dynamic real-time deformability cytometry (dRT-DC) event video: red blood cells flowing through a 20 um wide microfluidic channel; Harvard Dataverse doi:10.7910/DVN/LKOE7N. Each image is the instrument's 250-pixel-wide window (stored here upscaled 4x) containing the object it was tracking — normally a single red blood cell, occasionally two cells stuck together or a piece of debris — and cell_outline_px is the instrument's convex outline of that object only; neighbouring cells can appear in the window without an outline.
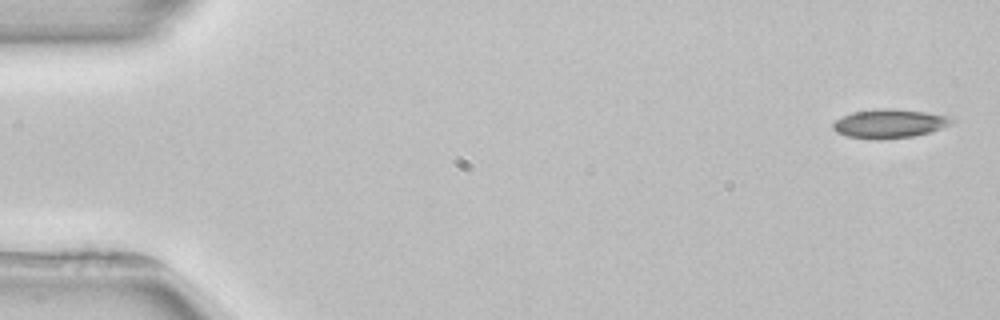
{"species": "common noctule bat (a hibernating species)", "species_latin": "Nyctalus noctula", "temperature_condition": "room temperature", "stored_images_in_passage": 4, "camera_frame_rate_fps": 3000, "um_per_image_px": 0.085, "animal": {"sex": "female", "body_mass_g": 22.7, "forearm_length_mm": 54.2}, "frame": {"image": 1, "passage_image": 1, "time_ms": 0.0, "image_size_px": [1000, 320], "cell_outline_px": [[956, 120], [952, 124], [928, 132], [912, 136], [880, 140], [872, 140], [848, 136], [836, 132], [832, 128], [832, 124], [836, 120], [852, 112], [876, 108], [892, 108], [924, 112], [948, 116]], "centroid_in_image_um": [75.57, 10.5], "position_along_channel_um": 9.4, "area_um2": 20.0}}
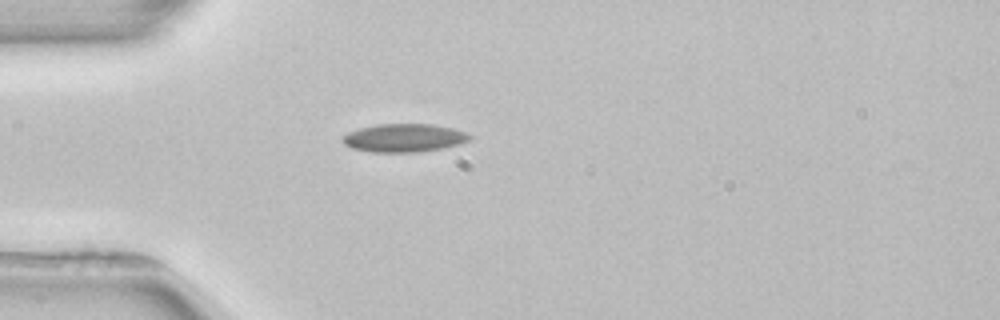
{"frame": {"image": 2, "passage_image": 4, "time_ms": 4.333, "image_size_px": [1000, 320], "cell_outline_px": [[472, 136], [468, 140], [456, 144], [440, 148], [416, 152], [372, 152], [352, 148], [344, 144], [340, 140], [340, 136], [348, 132], [360, 128], [376, 124], [432, 124], [452, 128], [468, 132]], "centroid_in_image_um": [34.28, 11.71], "position_along_channel_um": 50.7, "area_um2": 20.87}}